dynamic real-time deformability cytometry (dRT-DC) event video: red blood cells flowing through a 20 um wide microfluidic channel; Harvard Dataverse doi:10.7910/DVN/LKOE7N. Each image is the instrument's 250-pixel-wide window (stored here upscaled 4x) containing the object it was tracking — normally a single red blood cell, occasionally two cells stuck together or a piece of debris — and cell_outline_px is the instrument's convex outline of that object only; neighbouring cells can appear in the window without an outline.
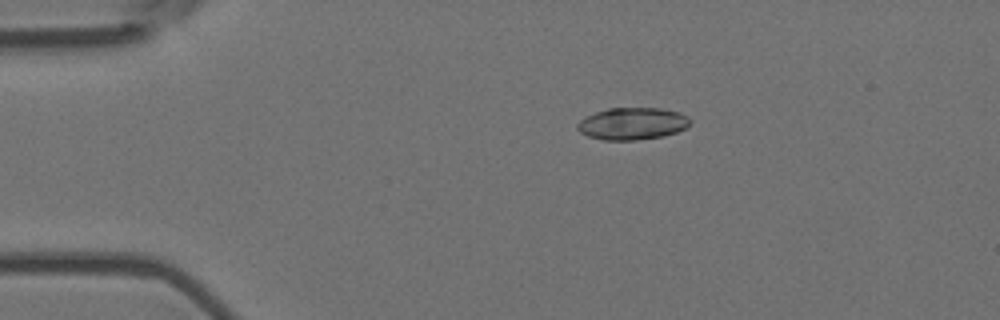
{"species": "Egyptian fruit bat (a non-hibernating species)", "species_latin": "Rousettus aegyptiacus", "temperature_condition": "room temperature", "stored_images_in_passage": 5, "camera_frame_rate_fps": 3000, "um_per_image_px": 0.085, "animal": {"sex": "female"}, "frame": {"image": 1, "passage_image": 5, "time_ms": 1.333, "image_size_px": [1000, 320], "cell_outline_px": [[688, 124], [684, 128], [676, 132], [664, 136], [632, 140], [604, 140], [588, 136], [580, 132], [576, 128], [576, 124], [580, 120], [596, 112], [608, 108], [660, 108], [680, 112], [688, 116]], "centroid_in_image_um": [53.72, 10.5], "position_along_channel_um": 31.3, "area_um2": 20.92}}